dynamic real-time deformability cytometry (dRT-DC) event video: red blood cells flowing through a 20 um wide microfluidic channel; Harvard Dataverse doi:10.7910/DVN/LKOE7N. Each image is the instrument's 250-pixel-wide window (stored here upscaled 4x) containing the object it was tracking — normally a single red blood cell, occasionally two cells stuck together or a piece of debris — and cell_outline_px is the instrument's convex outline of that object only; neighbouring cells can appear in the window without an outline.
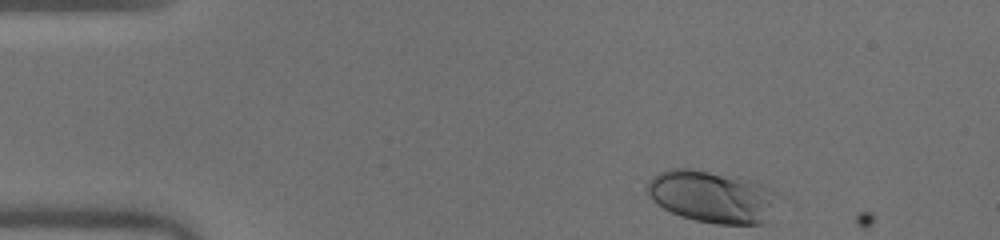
{"species": "human", "species_latin": "Homo sapiens", "temperature_condition": "warm", "stored_images_in_passage": 44, "camera_frame_rate_fps": 3000, "um_per_image_px": 0.085, "donor": {"sex": "male"}, "frame": {"image": 1, "passage_image": 1, "time_ms": 0.0, "image_size_px": [1000, 240], "cell_outline_px": [[776, 196], [764, 224], [716, 224], [696, 220], [680, 216], [664, 208], [652, 200], [648, 196], [648, 180], [652, 176], [660, 172], [672, 168], [692, 168], [740, 176], [756, 180], [772, 188], [776, 192]], "centroid_in_image_um": [60.51, 16.68], "position_along_channel_um": 24.5, "area_um2": 39.88}}
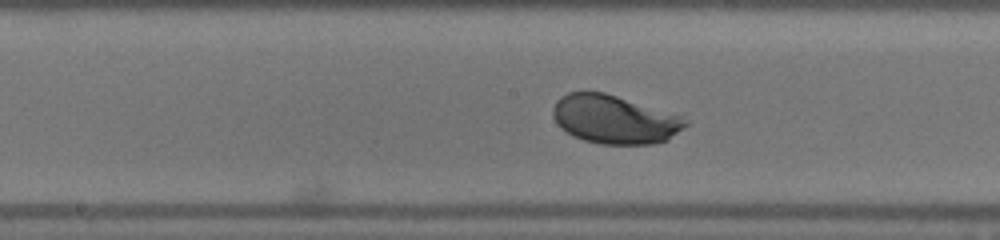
{"frame": {"image": 2, "passage_image": 20, "time_ms": 6.333, "image_size_px": [1000, 240], "cell_outline_px": [[688, 124], [668, 140], [652, 144], [600, 144], [584, 140], [572, 136], [560, 128], [552, 116], [552, 108], [556, 100], [560, 96], [568, 92], [604, 92], [680, 116]], "centroid_in_image_um": [52.16, 10.16], "position_along_channel_um": 196.0, "area_um2": 37.22}}
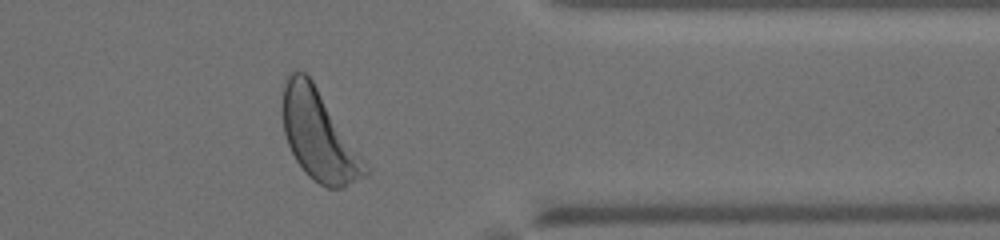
{"frame": {"image": 3, "passage_image": 35, "time_ms": 11.333, "image_size_px": [1000, 240], "cell_outline_px": [[372, 172], [344, 188], [328, 188], [312, 180], [304, 172], [296, 160], [288, 144], [284, 132], [280, 108], [284, 84], [288, 76], [292, 72], [304, 72], [312, 80]], "centroid_in_image_um": [27.07, 11.54], "position_along_channel_um": 384.3, "area_um2": 42.95}, "authors_computed_cell_mechanics": {"area_um2": 37.9457, "velocity_mm_per_s": 4.0142, "shape_relaxation_time_tau1_ms": 0.8821, "shape_relaxation_time_tau2_ms": null, "deformation_change_tau1": 0.1106, "deformation_change_tau2": null}}